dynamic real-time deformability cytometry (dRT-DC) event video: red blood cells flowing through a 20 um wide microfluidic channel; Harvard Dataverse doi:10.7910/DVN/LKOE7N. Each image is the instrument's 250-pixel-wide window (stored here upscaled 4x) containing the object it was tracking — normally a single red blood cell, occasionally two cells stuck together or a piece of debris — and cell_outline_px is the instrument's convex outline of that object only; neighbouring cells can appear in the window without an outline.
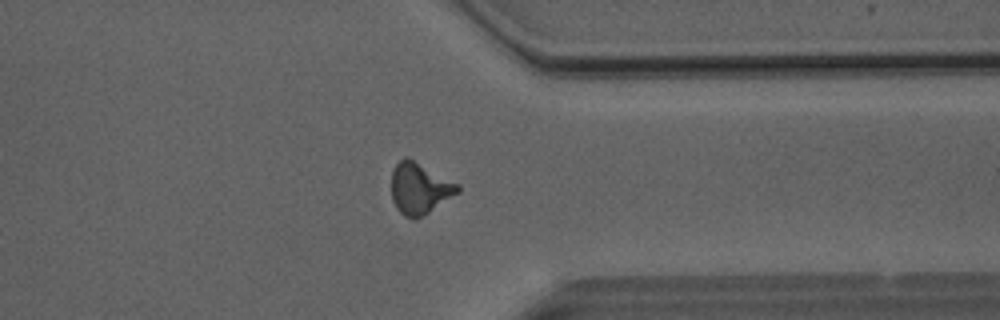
{"species": "Egyptian fruit bat (a non-hibernating species)", "species_latin": "Rousettus aegyptiacus", "temperature_condition": "room temperature", "stored_images_in_passage": 51, "camera_frame_rate_fps": 3000, "um_per_image_px": 0.085, "animal": {"sex": "male"}, "frame": {"image": 1, "passage_image": 40, "time_ms": 13.0, "image_size_px": [1000, 320], "cell_outline_px": [[460, 192], [428, 212], [412, 220], [404, 216], [396, 208], [392, 200], [392, 168], [404, 156], [408, 156], [460, 184]], "centroid_in_image_um": [35.66, 15.98], "position_along_channel_um": 375.7, "area_um2": 20.0}}
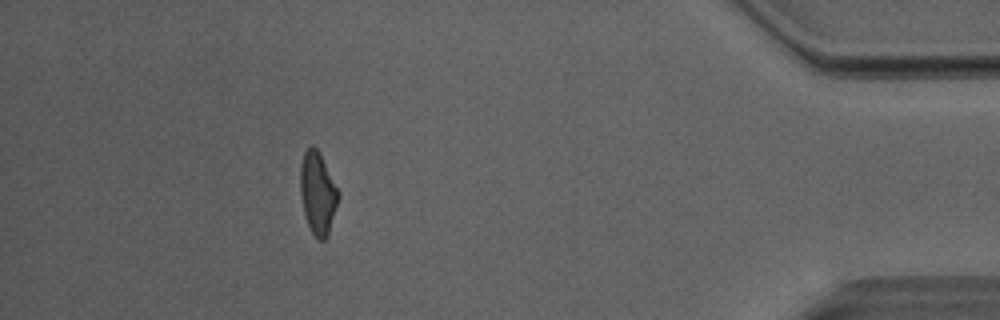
{"frame": {"image": 2, "passage_image": 46, "time_ms": 15.0, "image_size_px": [1000, 320], "cell_outline_px": [[340, 196], [328, 236], [324, 240], [320, 240], [312, 232], [308, 224], [304, 212], [300, 192], [300, 164], [304, 152], [312, 144], [320, 152], [340, 192]], "centroid_in_image_um": [27.02, 16.38], "position_along_channel_um": 408.2, "area_um2": 18.38}, "authors_computed_cell_mechanics": {"area_um2": 19.074, "velocity_mm_per_s": 4.0683, "shape_relaxation_time_tau1_ms": 9.5354, "shape_relaxation_time_tau2_ms": 1.7567, "deformation_change_tau1": 0.2321, "deformation_change_tau2": 0.1099}}